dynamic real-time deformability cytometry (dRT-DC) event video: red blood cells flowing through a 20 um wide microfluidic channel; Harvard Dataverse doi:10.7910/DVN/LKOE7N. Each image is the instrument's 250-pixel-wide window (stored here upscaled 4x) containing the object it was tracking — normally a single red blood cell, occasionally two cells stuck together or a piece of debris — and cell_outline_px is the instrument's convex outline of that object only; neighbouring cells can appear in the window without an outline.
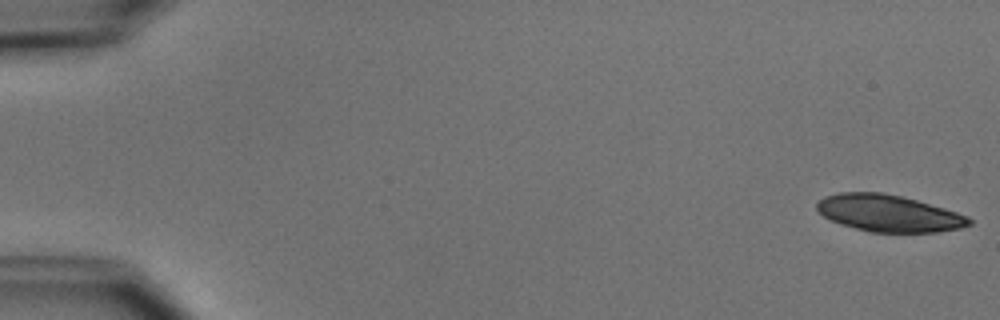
{"species": "common noctule bat (a hibernating species)", "species_latin": "Nyctalus noctula", "temperature_condition": "cold", "stored_images_in_passage": 6, "camera_frame_rate_fps": 3000, "um_per_image_px": 0.085, "animal": {"sex": "male", "body_mass_g": 15.6}, "frame": {"image": 1, "passage_image": 1, "time_ms": 0.0, "image_size_px": [1000, 320], "cell_outline_px": [[972, 224], [960, 228], [936, 232], [868, 232], [840, 224], [824, 216], [816, 208], [816, 204], [824, 196], [840, 192], [880, 192], [900, 196], [916, 200], [944, 208], [968, 216], [972, 220]], "centroid_in_image_um": [75.53, 18.13], "position_along_channel_um": 9.5, "area_um2": 32.54}}